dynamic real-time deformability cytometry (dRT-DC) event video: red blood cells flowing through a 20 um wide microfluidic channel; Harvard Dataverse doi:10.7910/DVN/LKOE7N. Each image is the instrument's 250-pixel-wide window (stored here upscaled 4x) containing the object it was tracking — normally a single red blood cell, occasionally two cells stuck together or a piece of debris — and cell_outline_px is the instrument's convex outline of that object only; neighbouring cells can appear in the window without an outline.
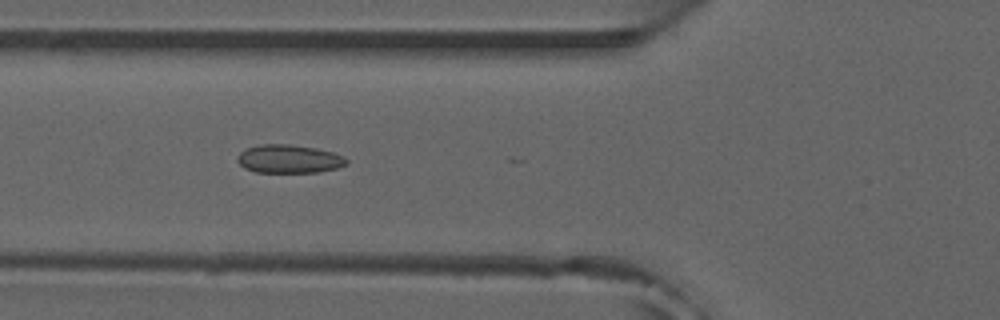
{"species": "common noctule bat (a hibernating species)", "species_latin": "Nyctalus noctula", "temperature_condition": "room temperature", "stored_images_in_passage": 9, "camera_frame_rate_fps": 3000, "um_per_image_px": 0.085, "animal": {"sex": "male", "forearm_length_mm": 52.5}, "frame": {"image": 1, "passage_image": 6, "time_ms": 1.667, "image_size_px": [1000, 320], "cell_outline_px": [[348, 164], [336, 168], [320, 172], [256, 172], [244, 168], [236, 160], [236, 156], [240, 152], [248, 148], [260, 144], [288, 144], [316, 148], [332, 152], [344, 156], [348, 160]], "centroid_in_image_um": [24.56, 13.51], "position_along_channel_um": 101.2, "area_um2": 18.09}}